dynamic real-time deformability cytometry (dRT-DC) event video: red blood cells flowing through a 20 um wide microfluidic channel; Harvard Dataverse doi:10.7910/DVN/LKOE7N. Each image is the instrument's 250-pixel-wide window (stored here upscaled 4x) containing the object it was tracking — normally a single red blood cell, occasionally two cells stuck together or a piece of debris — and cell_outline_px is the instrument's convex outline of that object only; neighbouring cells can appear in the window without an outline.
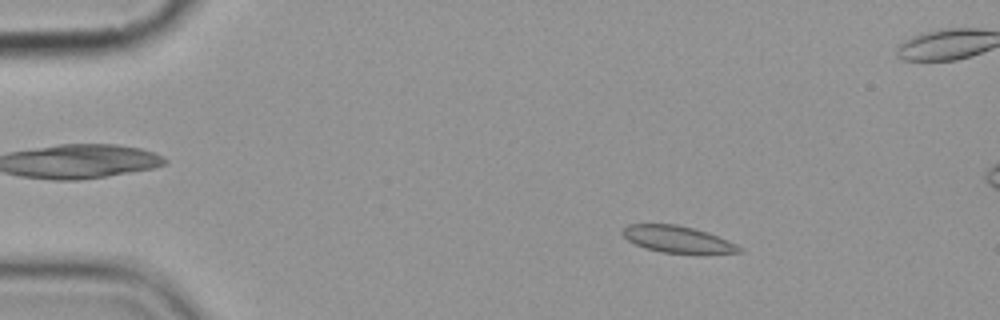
{"species": "common noctule bat (a hibernating species)", "species_latin": "Nyctalus noctula", "temperature_condition": "cold", "stored_images_in_passage": 5, "camera_frame_rate_fps": 3000, "um_per_image_px": 0.085, "animal": {"sex": "female", "body_mass_g": 19.9}, "frame": {"image": 1, "passage_image": 2, "time_ms": 1.0, "image_size_px": [1000, 320], "cell_outline_px": [[744, 252], [704, 256], [696, 256], [660, 252], [644, 248], [628, 240], [620, 232], [628, 224], [676, 224], [708, 232], [728, 240], [744, 248]], "centroid_in_image_um": [57.7, 20.4], "position_along_channel_um": 27.3, "area_um2": 19.13}}